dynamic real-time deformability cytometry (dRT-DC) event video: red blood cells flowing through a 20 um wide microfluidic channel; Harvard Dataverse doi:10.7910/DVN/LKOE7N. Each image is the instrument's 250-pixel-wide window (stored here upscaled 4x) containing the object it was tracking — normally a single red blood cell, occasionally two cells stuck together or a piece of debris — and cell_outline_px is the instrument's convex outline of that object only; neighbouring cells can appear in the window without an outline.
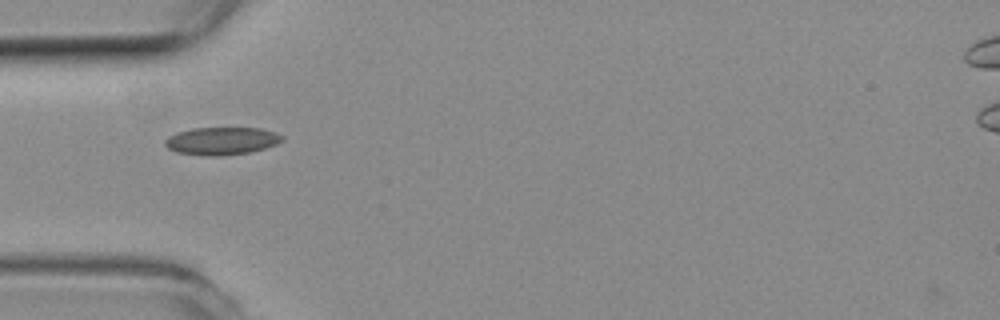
{"species": "common noctule bat (a hibernating species)", "species_latin": "Nyctalus noctula", "temperature_condition": "room temperature", "stored_images_in_passage": 38, "segment_of_instrument_passage": [1, 2], "camera_frame_rate_fps": 3000, "um_per_image_px": 0.085, "animal": {"sex": "female", "body_mass_g": 19.3, "forearm_length_mm": 54.1}, "frame": {"image": 1, "passage_image": 1, "time_ms": 0.0, "image_size_px": [1000, 320], "cell_outline_px": [[284, 140], [276, 144], [264, 148], [248, 152], [220, 156], [208, 156], [176, 152], [168, 148], [164, 144], [164, 140], [168, 136], [176, 132], [192, 128], [260, 128], [276, 132], [284, 136]], "centroid_in_image_um": [18.83, 11.97], "position_along_channel_um": 66.2, "area_um2": 18.96}}
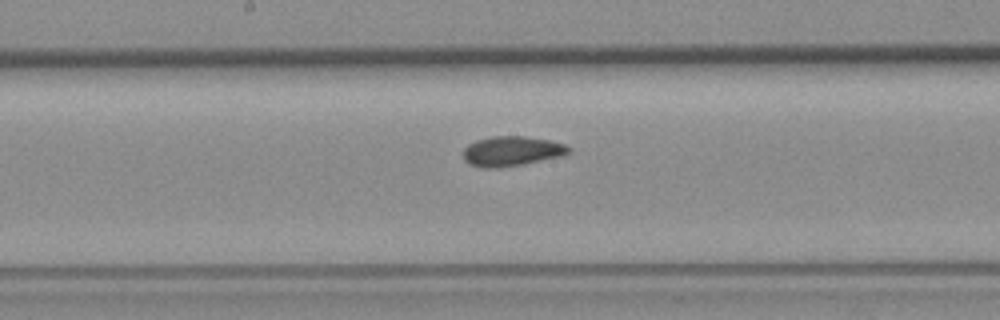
{"frame": {"image": 2, "passage_image": 12, "time_ms": 3.667, "image_size_px": [1000, 320], "cell_outline_px": [[572, 148], [568, 152], [560, 156], [524, 164], [500, 168], [480, 168], [468, 164], [464, 160], [464, 148], [468, 144], [476, 140], [492, 136], [524, 136], [548, 140], [564, 144]], "centroid_in_image_um": [43.44, 12.86], "position_along_channel_um": 204.8, "area_um2": 18.38}}
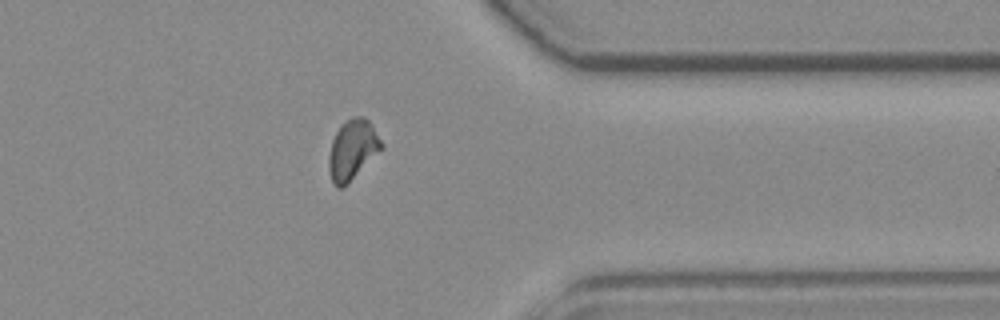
{"frame": {"image": 3, "passage_image": 27, "time_ms": 8.667, "image_size_px": [1000, 320], "cell_outline_px": [[384, 148], [344, 188], [336, 188], [332, 180], [328, 168], [328, 156], [332, 140], [336, 132], [352, 116], [364, 116], [368, 120], [384, 144]], "centroid_in_image_um": [29.97, 12.76], "position_along_channel_um": 381.4, "area_um2": 18.5}}